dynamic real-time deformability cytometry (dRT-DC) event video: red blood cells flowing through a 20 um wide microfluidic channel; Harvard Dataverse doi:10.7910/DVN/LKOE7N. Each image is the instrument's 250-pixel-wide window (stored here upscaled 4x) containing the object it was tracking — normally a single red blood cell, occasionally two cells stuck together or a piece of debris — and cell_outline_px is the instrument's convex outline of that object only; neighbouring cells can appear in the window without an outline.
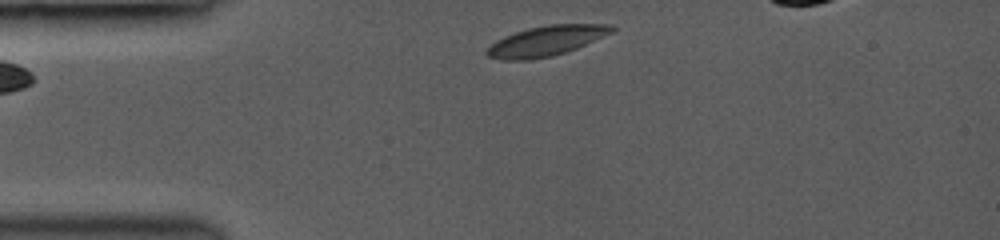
{"species": "common noctule bat (a hibernating species)", "species_latin": "Nyctalus noctula", "temperature_condition": "room temperature", "stored_images_in_passage": 2, "segment_of_instrument_passage": [2, 2], "camera_frame_rate_fps": 3000, "um_per_image_px": 0.085, "animal": {"sex": "female", "body_mass_g": 19.0, "forearm_length_mm": 53.3}, "frame": {"image": 1, "passage_image": 2, "time_ms": 1.0, "image_size_px": [1000, 240], "cell_outline_px": [[616, 28], [612, 32], [576, 48], [552, 56], [528, 60], [500, 60], [488, 56], [484, 52], [496, 40], [504, 36], [528, 28], [548, 24], [612, 24]], "centroid_in_image_um": [46.4, 3.47], "position_along_channel_um": 38.6, "area_um2": 21.73}}